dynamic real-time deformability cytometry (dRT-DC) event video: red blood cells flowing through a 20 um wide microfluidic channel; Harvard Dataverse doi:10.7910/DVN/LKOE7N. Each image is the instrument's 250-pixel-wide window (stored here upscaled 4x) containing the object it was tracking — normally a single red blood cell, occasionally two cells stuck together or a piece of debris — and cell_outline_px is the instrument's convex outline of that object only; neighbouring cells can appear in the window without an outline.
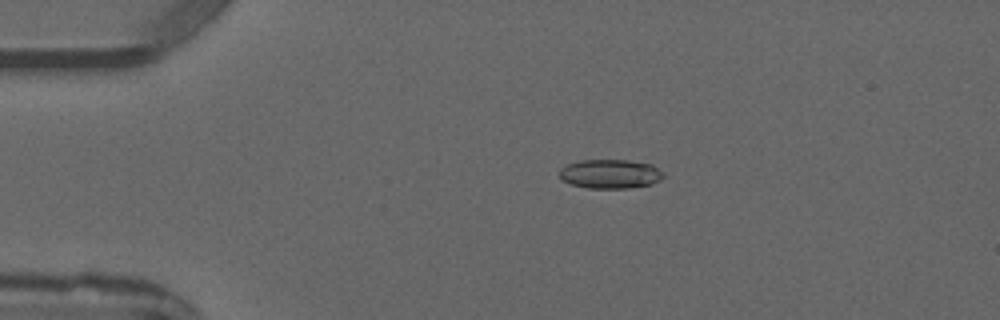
{"species": "common noctule bat (a hibernating species)", "species_latin": "Nyctalus noctula", "temperature_condition": "warm", "stored_images_in_passage": 3, "camera_frame_rate_fps": 3000, "um_per_image_px": 0.085, "animal": {"sex": "male", "forearm_length_mm": 52.5}, "frame": {"image": 1, "passage_image": 2, "time_ms": 1.333, "image_size_px": [1000, 320], "cell_outline_px": [[664, 176], [660, 180], [652, 184], [628, 188], [588, 188], [572, 184], [560, 180], [560, 168], [568, 164], [580, 160], [628, 160], [652, 164], [664, 172]], "centroid_in_image_um": [51.88, 14.78], "position_along_channel_um": 33.1, "area_um2": 17.74}}